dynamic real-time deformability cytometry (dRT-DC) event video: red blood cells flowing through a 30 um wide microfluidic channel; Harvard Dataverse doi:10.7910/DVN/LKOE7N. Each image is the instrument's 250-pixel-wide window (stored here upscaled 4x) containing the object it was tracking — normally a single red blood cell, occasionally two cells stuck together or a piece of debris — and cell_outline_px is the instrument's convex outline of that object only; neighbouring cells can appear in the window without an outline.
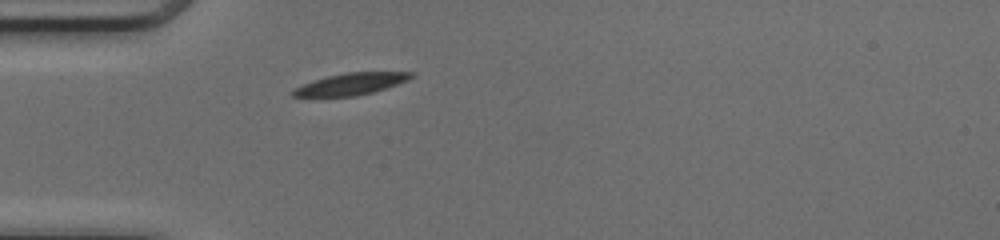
{"species": "common noctule bat (a hibernating species)", "species_latin": "Nyctalus noctula", "temperature_condition": "cold", "stored_images_in_passage": 36, "camera_frame_rate_fps": 3000, "um_per_image_px": 0.085, "animal": {"sex": "female", "body_mass_g": 17.0, "forearm_length_mm": 48.0}, "frame": {"image": 1, "passage_image": 1, "time_ms": 0.0, "image_size_px": [1000, 240], "cell_outline_px": [[416, 76], [408, 80], [372, 92], [356, 96], [292, 96], [292, 88], [312, 80], [328, 76], [348, 72], [416, 72]], "centroid_in_image_um": [29.84, 7.12], "position_along_channel_um": 55.2, "area_um2": 14.91}}
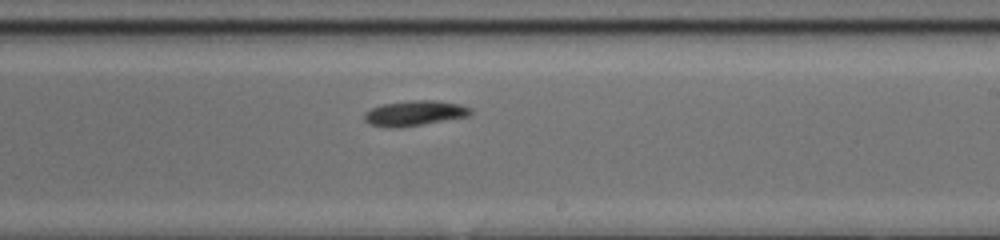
{"frame": {"image": 2, "passage_image": 16, "time_ms": 5.0, "image_size_px": [1000, 240], "cell_outline_px": [[472, 112], [468, 116], [400, 128], [388, 128], [368, 124], [364, 120], [364, 112], [380, 104], [412, 100], [432, 100], [460, 104], [472, 108]], "centroid_in_image_um": [35.19, 9.62], "position_along_channel_um": 253.8, "area_um2": 15.72}}
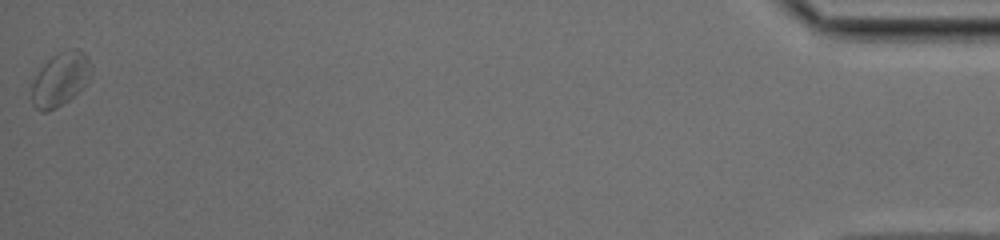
{"frame": {"image": 3, "passage_image": 36, "time_ms": 11.667, "image_size_px": [1000, 240], "cell_outline_px": [[92, 76], [84, 88], [68, 100], [56, 108], [48, 112], [40, 112], [32, 104], [32, 80], [40, 68], [52, 56], [68, 48], [76, 48], [84, 52], [88, 56], [92, 68]], "centroid_in_image_um": [5.16, 6.73], "position_along_channel_um": 430.0, "area_um2": 19.02}, "authors_computed_cell_mechanics": {"area_um2": 16.1551, "velocity_mm_per_s": 4.1292, "shape_relaxation_time_tau1_ms": 1.0984, "shape_relaxation_time_tau2_ms": null, "deformation_change_tau1": 0.0826, "deformation_change_tau2": null}}